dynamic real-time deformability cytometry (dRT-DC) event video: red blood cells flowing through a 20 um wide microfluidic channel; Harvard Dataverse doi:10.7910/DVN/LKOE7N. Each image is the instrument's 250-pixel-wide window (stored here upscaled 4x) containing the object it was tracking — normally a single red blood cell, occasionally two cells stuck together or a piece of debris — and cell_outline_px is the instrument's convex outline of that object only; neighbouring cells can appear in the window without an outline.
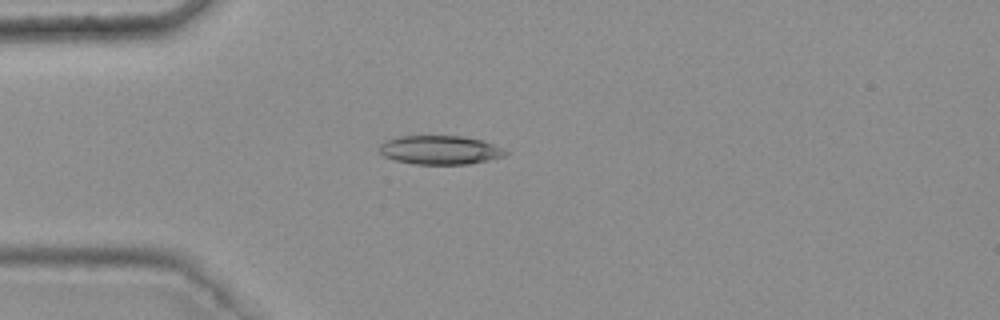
{"species": "common noctule bat (a hibernating species)", "species_latin": "Nyctalus noctula", "temperature_condition": "warm", "stored_images_in_passage": 22, "camera_frame_rate_fps": 3000, "um_per_image_px": 0.085, "animal": {"sex": "female", "body_mass_g": 25.1}, "frame": {"image": 1, "passage_image": 15, "time_ms": 4.667, "image_size_px": [1000, 320], "cell_outline_px": [[512, 152], [504, 156], [488, 160], [468, 164], [416, 164], [396, 160], [384, 156], [380, 152], [380, 144], [388, 140], [400, 136], [464, 136], [484, 140], [504, 148]], "centroid_in_image_um": [37.48, 12.74], "position_along_channel_um": 47.5, "area_um2": 21.27}}